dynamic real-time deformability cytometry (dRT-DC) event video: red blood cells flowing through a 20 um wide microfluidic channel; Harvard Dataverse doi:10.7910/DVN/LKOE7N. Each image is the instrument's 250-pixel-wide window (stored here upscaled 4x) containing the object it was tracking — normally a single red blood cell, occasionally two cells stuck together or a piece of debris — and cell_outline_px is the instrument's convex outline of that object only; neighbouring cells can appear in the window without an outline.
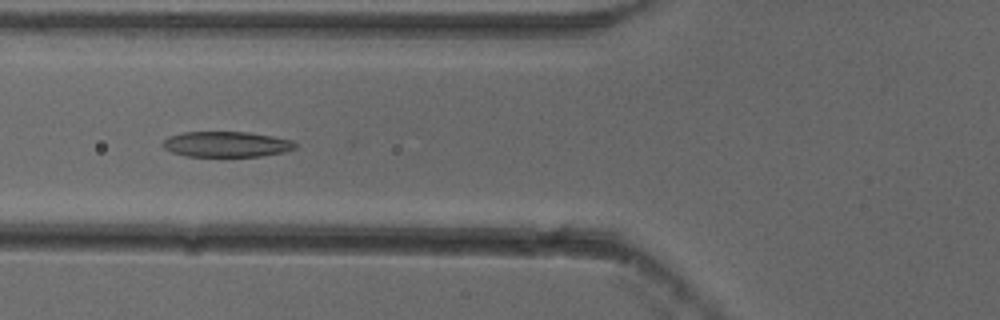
{"species": "common noctule bat (a hibernating species)", "species_latin": "Nyctalus noctula", "temperature_condition": "cold", "stored_images_in_passage": 38, "camera_frame_rate_fps": 3000, "um_per_image_px": 0.085, "animal": {"sex": "female"}, "frame": {"image": 1, "passage_image": 5, "time_ms": 1.333, "image_size_px": [1000, 320], "cell_outline_px": [[296, 148], [284, 152], [260, 156], [184, 156], [172, 152], [164, 148], [160, 144], [168, 136], [184, 132], [248, 132], [272, 136], [292, 140], [296, 144]], "centroid_in_image_um": [19.22, 12.26], "position_along_channel_um": 106.6, "area_um2": 19.71}}
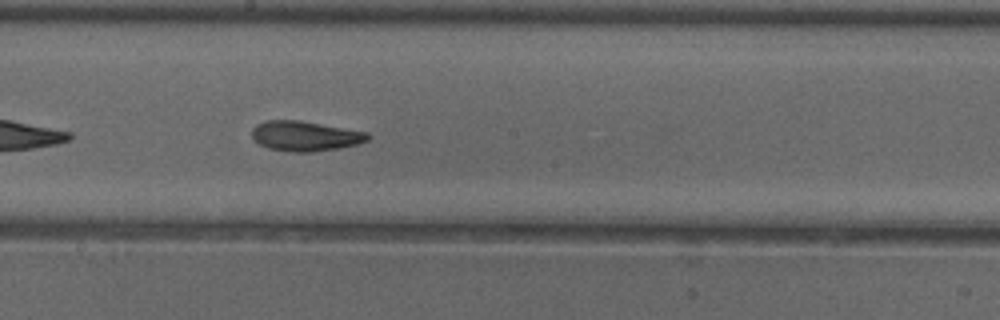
{"frame": {"image": 2, "passage_image": 14, "time_ms": 4.333, "image_size_px": [1000, 320], "cell_outline_px": [[372, 136], [368, 140], [356, 144], [340, 148], [312, 152], [292, 152], [268, 148], [260, 144], [252, 136], [252, 128], [256, 124], [268, 120], [300, 120], [368, 132]], "centroid_in_image_um": [25.96, 11.56], "position_along_channel_um": 222.2, "area_um2": 20.29}}
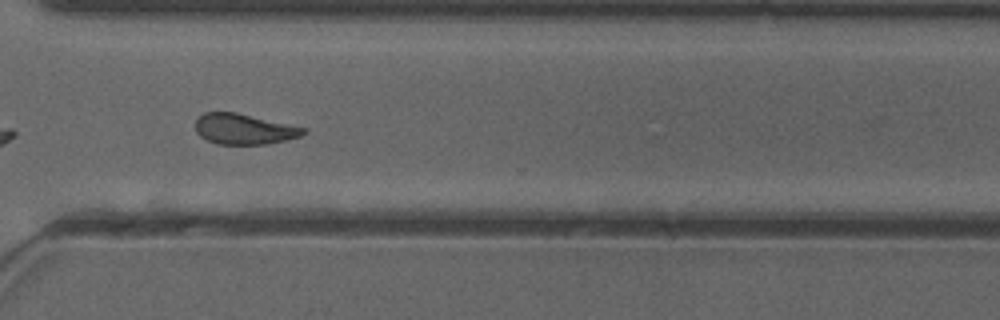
{"frame": {"image": 3, "passage_image": 24, "time_ms": 7.667, "image_size_px": [1000, 320], "cell_outline_px": [[308, 132], [300, 136], [268, 144], [216, 144], [200, 136], [196, 132], [196, 120], [204, 112], [236, 112], [308, 128]], "centroid_in_image_um": [20.76, 10.97], "position_along_channel_um": 349.8, "area_um2": 19.25}, "authors_computed_cell_mechanics": {"area_um2": 19.7676, "velocity_mm_per_s": 3.8374, "shape_relaxation_time_tau1_ms": 6.7288, "shape_relaxation_time_tau2_ms": 4.0809, "deformation_change_tau1": 0.1647, "deformation_change_tau2": 0.1118}}